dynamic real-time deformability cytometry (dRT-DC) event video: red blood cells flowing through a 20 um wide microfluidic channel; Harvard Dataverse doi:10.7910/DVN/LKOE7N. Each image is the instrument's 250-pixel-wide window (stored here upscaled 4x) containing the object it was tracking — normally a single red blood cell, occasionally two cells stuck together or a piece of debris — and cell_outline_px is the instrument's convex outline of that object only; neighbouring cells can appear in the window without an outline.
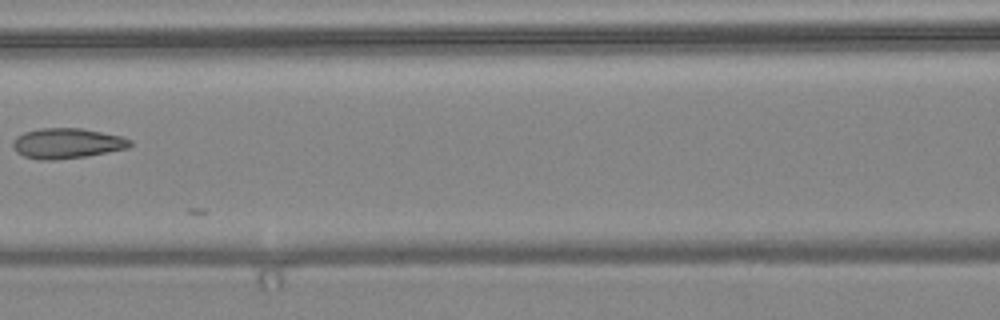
{"species": "common noctule bat (a hibernating species)", "species_latin": "Nyctalus noctula", "temperature_condition": "warm", "stored_images_in_passage": 8, "camera_frame_rate_fps": 3000, "um_per_image_px": 0.085, "animal": {"sex": "female", "body_mass_g": 24.6, "forearm_length_mm": 56.2}, "frame": {"image": 1, "passage_image": 7, "time_ms": 2.0, "image_size_px": [1000, 320], "cell_outline_px": [[132, 144], [128, 148], [88, 156], [56, 160], [40, 160], [24, 156], [16, 152], [12, 148], [12, 140], [16, 136], [24, 132], [40, 128], [80, 128], [120, 136], [132, 140]], "centroid_in_image_um": [5.65, 12.19], "position_along_channel_um": 160.9, "area_um2": 20.81}}